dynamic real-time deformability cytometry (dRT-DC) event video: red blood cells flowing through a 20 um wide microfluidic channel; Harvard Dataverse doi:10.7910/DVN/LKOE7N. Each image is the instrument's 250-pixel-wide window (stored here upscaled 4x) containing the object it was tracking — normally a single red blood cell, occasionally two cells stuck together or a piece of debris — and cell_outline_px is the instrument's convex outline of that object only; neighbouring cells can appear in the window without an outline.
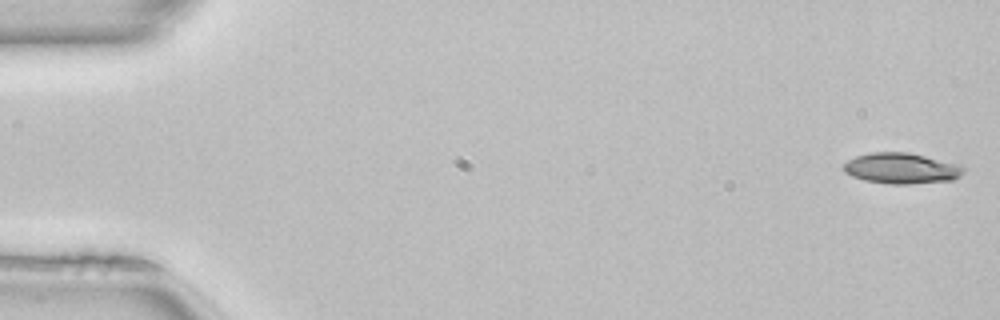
{"species": "common noctule bat (a hibernating species)", "species_latin": "Nyctalus noctula", "temperature_condition": "room temperature", "stored_images_in_passage": 50, "camera_frame_rate_fps": 3000, "um_per_image_px": 0.085, "animal": {"sex": "female", "body_mass_g": 22.7, "forearm_length_mm": 54.2}, "frame": {"image": 1, "passage_image": 1, "time_ms": 0.0, "image_size_px": [1000, 320], "cell_outline_px": [[964, 172], [960, 176], [952, 180], [908, 184], [888, 184], [864, 180], [852, 176], [844, 172], [844, 164], [848, 160], [856, 156], [872, 152], [908, 152], [960, 164], [964, 168]], "centroid_in_image_um": [76.63, 14.31], "position_along_channel_um": 8.4, "area_um2": 21.5}}
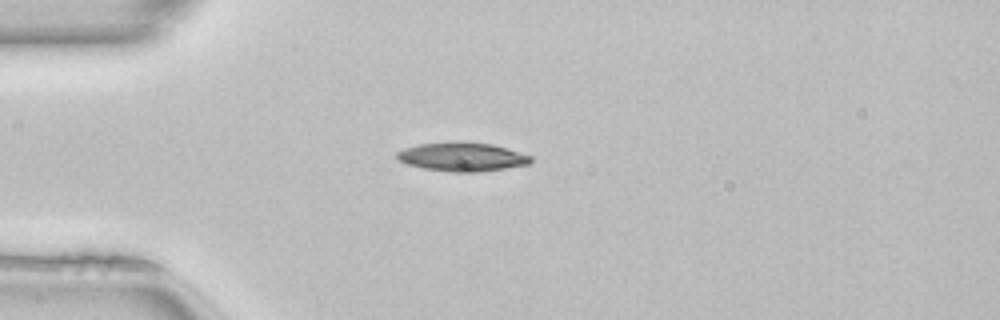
{"frame": {"image": 2, "passage_image": 13, "time_ms": 4.0, "image_size_px": [1000, 320], "cell_outline_px": [[532, 160], [528, 164], [504, 168], [476, 172], [452, 172], [424, 168], [408, 164], [396, 160], [396, 152], [404, 148], [420, 144], [452, 140], [464, 140], [492, 144], [508, 148], [532, 156]], "centroid_in_image_um": [39.25, 13.3], "position_along_channel_um": 45.7, "area_um2": 22.83}}
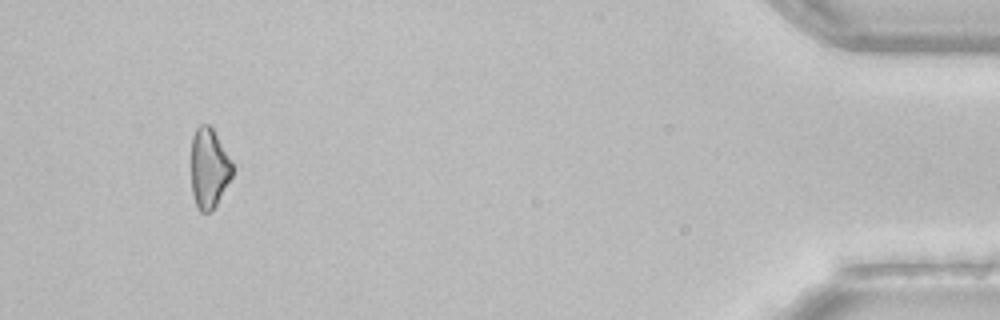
{"frame": {"image": 3, "passage_image": 47, "time_ms": 15.333, "image_size_px": [1000, 320], "cell_outline_px": [[232, 176], [212, 212], [200, 212], [196, 204], [192, 192], [192, 136], [196, 128], [200, 124], [208, 124], [212, 128], [232, 164]], "centroid_in_image_um": [17.74, 14.32], "position_along_channel_um": 417.5, "area_um2": 18.79}, "authors_computed_cell_mechanics": {"area_um2": 21.1259, "velocity_mm_per_s": 4.0995, "shape_relaxation_time_tau1_ms": 6.29, "shape_relaxation_time_tau2_ms": null, "deformation_change_tau1": 0.1392, "deformation_change_tau2": null}}